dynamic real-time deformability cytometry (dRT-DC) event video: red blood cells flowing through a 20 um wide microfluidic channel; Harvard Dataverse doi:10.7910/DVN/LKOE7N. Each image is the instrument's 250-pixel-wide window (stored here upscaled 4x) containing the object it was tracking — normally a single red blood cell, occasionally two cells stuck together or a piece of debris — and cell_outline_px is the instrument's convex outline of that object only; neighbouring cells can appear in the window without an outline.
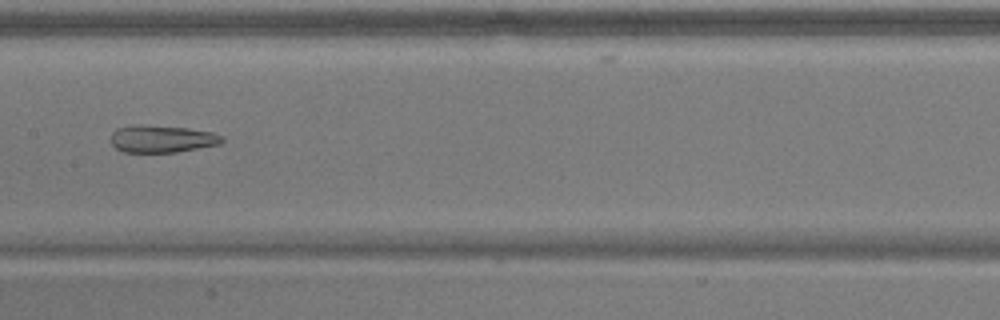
{"species": "common noctule bat (a hibernating species)", "species_latin": "Nyctalus noctula", "temperature_condition": "warm", "stored_images_in_passage": 48, "camera_frame_rate_fps": 3000, "um_per_image_px": 0.085, "animal": {"sex": "male", "body_mass_g": 17.9}, "frame": {"image": 1, "passage_image": 21, "time_ms": 6.667, "image_size_px": [1000, 320], "cell_outline_px": [[224, 140], [220, 144], [176, 152], [124, 152], [116, 148], [108, 140], [112, 132], [116, 128], [132, 124], [144, 124], [188, 128], [212, 132], [224, 136]], "centroid_in_image_um": [13.72, 11.79], "position_along_channel_um": 193.7, "area_um2": 18.03}}
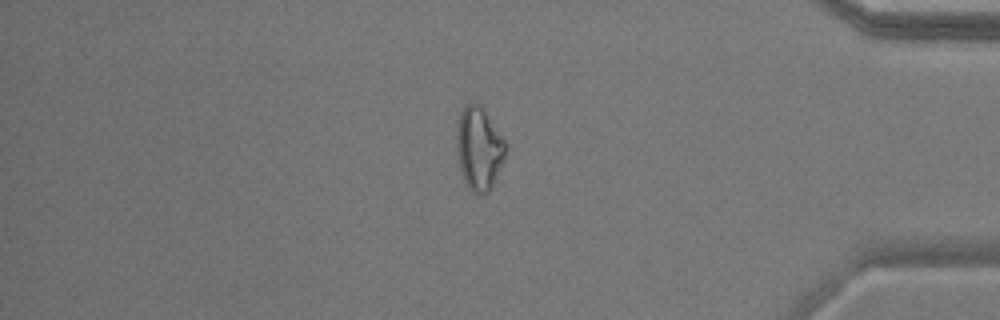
{"frame": {"image": 2, "passage_image": 40, "time_ms": 13.0, "image_size_px": [1000, 320], "cell_outline_px": [[508, 144], [504, 160], [492, 188], [488, 192], [480, 196], [476, 196], [468, 188], [460, 172], [456, 148], [456, 132], [460, 112], [464, 104], [472, 100], [476, 100], [484, 108]], "centroid_in_image_um": [40.72, 12.6], "position_along_channel_um": 394.5, "area_um2": 24.68}}
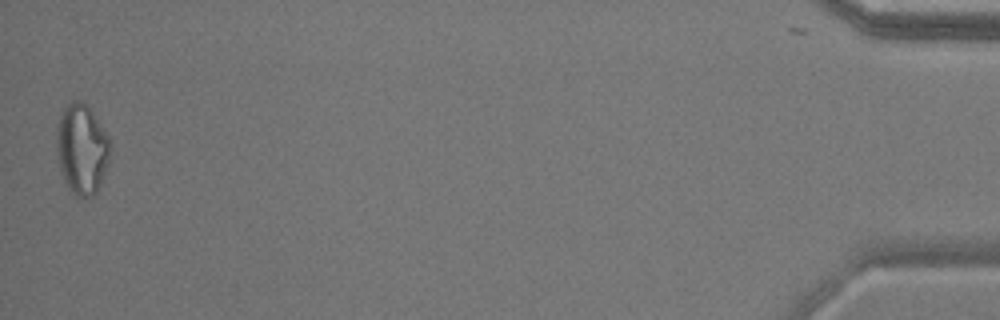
{"frame": {"image": 3, "passage_image": 48, "time_ms": 15.667, "image_size_px": [1000, 320], "cell_outline_px": [[108, 156], [104, 172], [100, 184], [96, 192], [92, 196], [76, 196], [68, 188], [60, 172], [56, 152], [56, 128], [60, 116], [64, 108], [72, 100], [80, 100], [92, 112], [108, 136]], "centroid_in_image_um": [6.89, 12.67], "position_along_channel_um": 428.3, "area_um2": 27.69}, "authors_computed_cell_mechanics": {"area_um2": 23.1489, "velocity_mm_per_s": 3.6727, "shape_relaxation_time_tau1_ms": null, "shape_relaxation_time_tau2_ms": 3.3849, "deformation_change_tau1": null, "deformation_change_tau2": 0.1342}}